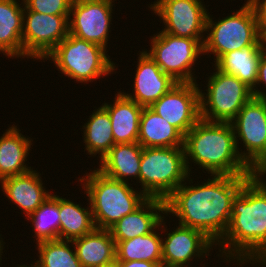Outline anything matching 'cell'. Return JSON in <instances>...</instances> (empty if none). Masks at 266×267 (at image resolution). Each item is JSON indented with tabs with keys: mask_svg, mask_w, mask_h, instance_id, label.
Here are the masks:
<instances>
[{
	"mask_svg": "<svg viewBox=\"0 0 266 267\" xmlns=\"http://www.w3.org/2000/svg\"><path fill=\"white\" fill-rule=\"evenodd\" d=\"M191 176L165 200L166 216H176L178 224L202 231L216 244L227 230L233 198L251 176L210 175L202 184Z\"/></svg>",
	"mask_w": 266,
	"mask_h": 267,
	"instance_id": "6da1fadb",
	"label": "cell"
},
{
	"mask_svg": "<svg viewBox=\"0 0 266 267\" xmlns=\"http://www.w3.org/2000/svg\"><path fill=\"white\" fill-rule=\"evenodd\" d=\"M265 180L266 175L254 174L233 198L227 230L215 244L219 252L216 256L223 258L220 262L247 261L266 249Z\"/></svg>",
	"mask_w": 266,
	"mask_h": 267,
	"instance_id": "7a4b0ae2",
	"label": "cell"
},
{
	"mask_svg": "<svg viewBox=\"0 0 266 267\" xmlns=\"http://www.w3.org/2000/svg\"><path fill=\"white\" fill-rule=\"evenodd\" d=\"M183 147L189 174H192L191 170L194 168L190 163L210 175L255 174L238 153L231 122H209L200 119L184 136Z\"/></svg>",
	"mask_w": 266,
	"mask_h": 267,
	"instance_id": "3957f363",
	"label": "cell"
},
{
	"mask_svg": "<svg viewBox=\"0 0 266 267\" xmlns=\"http://www.w3.org/2000/svg\"><path fill=\"white\" fill-rule=\"evenodd\" d=\"M89 199L96 228L109 229L148 197L131 183L105 176L96 167L77 178Z\"/></svg>",
	"mask_w": 266,
	"mask_h": 267,
	"instance_id": "277c9868",
	"label": "cell"
},
{
	"mask_svg": "<svg viewBox=\"0 0 266 267\" xmlns=\"http://www.w3.org/2000/svg\"><path fill=\"white\" fill-rule=\"evenodd\" d=\"M108 49L88 42L86 40L68 34L44 59L51 60L59 73L85 85L102 79L103 76L116 74V66L110 56ZM53 61V62H52Z\"/></svg>",
	"mask_w": 266,
	"mask_h": 267,
	"instance_id": "5b68a950",
	"label": "cell"
},
{
	"mask_svg": "<svg viewBox=\"0 0 266 267\" xmlns=\"http://www.w3.org/2000/svg\"><path fill=\"white\" fill-rule=\"evenodd\" d=\"M246 2L236 12L222 19L212 18L208 12L203 42V56L213 54L214 63L224 54L249 46H266L258 31L257 19L252 5ZM214 20V21H213ZM210 53V54H209ZM215 58V59H214Z\"/></svg>",
	"mask_w": 266,
	"mask_h": 267,
	"instance_id": "8992f818",
	"label": "cell"
},
{
	"mask_svg": "<svg viewBox=\"0 0 266 267\" xmlns=\"http://www.w3.org/2000/svg\"><path fill=\"white\" fill-rule=\"evenodd\" d=\"M189 175L184 147L143 148L139 189L148 198L165 201Z\"/></svg>",
	"mask_w": 266,
	"mask_h": 267,
	"instance_id": "52a82bcc",
	"label": "cell"
},
{
	"mask_svg": "<svg viewBox=\"0 0 266 267\" xmlns=\"http://www.w3.org/2000/svg\"><path fill=\"white\" fill-rule=\"evenodd\" d=\"M207 75L203 92L199 87L201 119L209 122H231L242 107L253 97L252 89L235 75L215 66Z\"/></svg>",
	"mask_w": 266,
	"mask_h": 267,
	"instance_id": "ba28073f",
	"label": "cell"
},
{
	"mask_svg": "<svg viewBox=\"0 0 266 267\" xmlns=\"http://www.w3.org/2000/svg\"><path fill=\"white\" fill-rule=\"evenodd\" d=\"M149 42L150 50L144 51L165 74L178 83L197 82L194 65L203 55L204 39L178 37L160 30Z\"/></svg>",
	"mask_w": 266,
	"mask_h": 267,
	"instance_id": "9c48e42d",
	"label": "cell"
},
{
	"mask_svg": "<svg viewBox=\"0 0 266 267\" xmlns=\"http://www.w3.org/2000/svg\"><path fill=\"white\" fill-rule=\"evenodd\" d=\"M231 124L240 157L255 174L266 175V98L252 97Z\"/></svg>",
	"mask_w": 266,
	"mask_h": 267,
	"instance_id": "30bf717a",
	"label": "cell"
},
{
	"mask_svg": "<svg viewBox=\"0 0 266 267\" xmlns=\"http://www.w3.org/2000/svg\"><path fill=\"white\" fill-rule=\"evenodd\" d=\"M68 34L69 15L38 13L24 5L23 58L43 61Z\"/></svg>",
	"mask_w": 266,
	"mask_h": 267,
	"instance_id": "8fae6325",
	"label": "cell"
},
{
	"mask_svg": "<svg viewBox=\"0 0 266 267\" xmlns=\"http://www.w3.org/2000/svg\"><path fill=\"white\" fill-rule=\"evenodd\" d=\"M166 218L161 220V232L165 233L162 235L163 267H196L191 263L195 261L196 264L212 255L211 250H215L216 245L202 231L180 224L168 231Z\"/></svg>",
	"mask_w": 266,
	"mask_h": 267,
	"instance_id": "7c38bea8",
	"label": "cell"
},
{
	"mask_svg": "<svg viewBox=\"0 0 266 267\" xmlns=\"http://www.w3.org/2000/svg\"><path fill=\"white\" fill-rule=\"evenodd\" d=\"M202 1L155 0L148 8L162 20L161 31L178 37L204 39L209 10Z\"/></svg>",
	"mask_w": 266,
	"mask_h": 267,
	"instance_id": "4fadbf2b",
	"label": "cell"
},
{
	"mask_svg": "<svg viewBox=\"0 0 266 267\" xmlns=\"http://www.w3.org/2000/svg\"><path fill=\"white\" fill-rule=\"evenodd\" d=\"M114 0H73L69 34L107 49L112 28ZM113 8V9H112Z\"/></svg>",
	"mask_w": 266,
	"mask_h": 267,
	"instance_id": "5bb4252c",
	"label": "cell"
},
{
	"mask_svg": "<svg viewBox=\"0 0 266 267\" xmlns=\"http://www.w3.org/2000/svg\"><path fill=\"white\" fill-rule=\"evenodd\" d=\"M199 86L177 83L150 108L185 136L201 119Z\"/></svg>",
	"mask_w": 266,
	"mask_h": 267,
	"instance_id": "9a60e30c",
	"label": "cell"
},
{
	"mask_svg": "<svg viewBox=\"0 0 266 267\" xmlns=\"http://www.w3.org/2000/svg\"><path fill=\"white\" fill-rule=\"evenodd\" d=\"M132 93L121 92L142 107H150L169 92L178 82L165 74L143 49L139 53Z\"/></svg>",
	"mask_w": 266,
	"mask_h": 267,
	"instance_id": "2e32d148",
	"label": "cell"
},
{
	"mask_svg": "<svg viewBox=\"0 0 266 267\" xmlns=\"http://www.w3.org/2000/svg\"><path fill=\"white\" fill-rule=\"evenodd\" d=\"M41 173L30 170L25 174L10 176L0 181V189L8 202L15 204L28 218L35 212L50 196L51 192L41 178Z\"/></svg>",
	"mask_w": 266,
	"mask_h": 267,
	"instance_id": "e0dca14e",
	"label": "cell"
},
{
	"mask_svg": "<svg viewBox=\"0 0 266 267\" xmlns=\"http://www.w3.org/2000/svg\"><path fill=\"white\" fill-rule=\"evenodd\" d=\"M166 215V204L158 198H147L136 210L117 221L108 230L117 244L153 232Z\"/></svg>",
	"mask_w": 266,
	"mask_h": 267,
	"instance_id": "ac0fdd59",
	"label": "cell"
},
{
	"mask_svg": "<svg viewBox=\"0 0 266 267\" xmlns=\"http://www.w3.org/2000/svg\"><path fill=\"white\" fill-rule=\"evenodd\" d=\"M102 106L108 111L115 144L138 143L140 117L144 107L127 98L121 90L115 94L113 103Z\"/></svg>",
	"mask_w": 266,
	"mask_h": 267,
	"instance_id": "d6986e66",
	"label": "cell"
},
{
	"mask_svg": "<svg viewBox=\"0 0 266 267\" xmlns=\"http://www.w3.org/2000/svg\"><path fill=\"white\" fill-rule=\"evenodd\" d=\"M20 131L17 125L13 124L0 135V181L33 169L26 163L30 148L33 147V138L26 137Z\"/></svg>",
	"mask_w": 266,
	"mask_h": 267,
	"instance_id": "ffe728a7",
	"label": "cell"
},
{
	"mask_svg": "<svg viewBox=\"0 0 266 267\" xmlns=\"http://www.w3.org/2000/svg\"><path fill=\"white\" fill-rule=\"evenodd\" d=\"M143 147L138 143L115 144L99 161L98 168L105 176L128 182L140 183V163Z\"/></svg>",
	"mask_w": 266,
	"mask_h": 267,
	"instance_id": "44dd1931",
	"label": "cell"
},
{
	"mask_svg": "<svg viewBox=\"0 0 266 267\" xmlns=\"http://www.w3.org/2000/svg\"><path fill=\"white\" fill-rule=\"evenodd\" d=\"M21 1L0 0V54L23 60L24 1Z\"/></svg>",
	"mask_w": 266,
	"mask_h": 267,
	"instance_id": "7402d4cb",
	"label": "cell"
},
{
	"mask_svg": "<svg viewBox=\"0 0 266 267\" xmlns=\"http://www.w3.org/2000/svg\"><path fill=\"white\" fill-rule=\"evenodd\" d=\"M72 242L83 267H103L116 261V243L108 229L95 228Z\"/></svg>",
	"mask_w": 266,
	"mask_h": 267,
	"instance_id": "603a6c76",
	"label": "cell"
},
{
	"mask_svg": "<svg viewBox=\"0 0 266 267\" xmlns=\"http://www.w3.org/2000/svg\"><path fill=\"white\" fill-rule=\"evenodd\" d=\"M138 144L143 148L183 147L184 135L150 107H144L140 117Z\"/></svg>",
	"mask_w": 266,
	"mask_h": 267,
	"instance_id": "cb8c5ba5",
	"label": "cell"
},
{
	"mask_svg": "<svg viewBox=\"0 0 266 267\" xmlns=\"http://www.w3.org/2000/svg\"><path fill=\"white\" fill-rule=\"evenodd\" d=\"M266 46H249L222 55L215 63L218 70L238 77L253 89L257 82L258 65Z\"/></svg>",
	"mask_w": 266,
	"mask_h": 267,
	"instance_id": "d4e9b609",
	"label": "cell"
},
{
	"mask_svg": "<svg viewBox=\"0 0 266 267\" xmlns=\"http://www.w3.org/2000/svg\"><path fill=\"white\" fill-rule=\"evenodd\" d=\"M82 126L83 145L88 155L101 160L103 156L115 145L112 124L108 111L101 105L88 118Z\"/></svg>",
	"mask_w": 266,
	"mask_h": 267,
	"instance_id": "484cf974",
	"label": "cell"
},
{
	"mask_svg": "<svg viewBox=\"0 0 266 267\" xmlns=\"http://www.w3.org/2000/svg\"><path fill=\"white\" fill-rule=\"evenodd\" d=\"M87 201L88 205L84 208L81 203L59 196V239L73 240L96 228L89 199Z\"/></svg>",
	"mask_w": 266,
	"mask_h": 267,
	"instance_id": "4316f807",
	"label": "cell"
},
{
	"mask_svg": "<svg viewBox=\"0 0 266 267\" xmlns=\"http://www.w3.org/2000/svg\"><path fill=\"white\" fill-rule=\"evenodd\" d=\"M158 231H161V222L153 232L147 235L119 241L116 244V261L144 260L162 263V233L159 234Z\"/></svg>",
	"mask_w": 266,
	"mask_h": 267,
	"instance_id": "83f0119b",
	"label": "cell"
},
{
	"mask_svg": "<svg viewBox=\"0 0 266 267\" xmlns=\"http://www.w3.org/2000/svg\"><path fill=\"white\" fill-rule=\"evenodd\" d=\"M35 236V243L59 239V195L51 196L28 218Z\"/></svg>",
	"mask_w": 266,
	"mask_h": 267,
	"instance_id": "f1b7e54d",
	"label": "cell"
},
{
	"mask_svg": "<svg viewBox=\"0 0 266 267\" xmlns=\"http://www.w3.org/2000/svg\"><path fill=\"white\" fill-rule=\"evenodd\" d=\"M35 248L38 251V259L33 263L37 267H83L72 240L43 241L37 243Z\"/></svg>",
	"mask_w": 266,
	"mask_h": 267,
	"instance_id": "f546056e",
	"label": "cell"
},
{
	"mask_svg": "<svg viewBox=\"0 0 266 267\" xmlns=\"http://www.w3.org/2000/svg\"><path fill=\"white\" fill-rule=\"evenodd\" d=\"M30 10L51 15H70L73 0H23Z\"/></svg>",
	"mask_w": 266,
	"mask_h": 267,
	"instance_id": "4dcf8cb0",
	"label": "cell"
},
{
	"mask_svg": "<svg viewBox=\"0 0 266 267\" xmlns=\"http://www.w3.org/2000/svg\"><path fill=\"white\" fill-rule=\"evenodd\" d=\"M263 88L266 89V49L262 52L259 61L257 82L255 87L252 89L253 97L266 98V91Z\"/></svg>",
	"mask_w": 266,
	"mask_h": 267,
	"instance_id": "1f68e13d",
	"label": "cell"
},
{
	"mask_svg": "<svg viewBox=\"0 0 266 267\" xmlns=\"http://www.w3.org/2000/svg\"><path fill=\"white\" fill-rule=\"evenodd\" d=\"M253 7L260 36L266 40V0H247Z\"/></svg>",
	"mask_w": 266,
	"mask_h": 267,
	"instance_id": "d6a6232c",
	"label": "cell"
},
{
	"mask_svg": "<svg viewBox=\"0 0 266 267\" xmlns=\"http://www.w3.org/2000/svg\"><path fill=\"white\" fill-rule=\"evenodd\" d=\"M235 262L236 263L233 264L235 265V267L236 265H238V267L239 266L243 267V266H246L247 263L252 264L251 266L254 265V267H257V266L266 267V249L253 254L247 261H235Z\"/></svg>",
	"mask_w": 266,
	"mask_h": 267,
	"instance_id": "836d02e7",
	"label": "cell"
},
{
	"mask_svg": "<svg viewBox=\"0 0 266 267\" xmlns=\"http://www.w3.org/2000/svg\"><path fill=\"white\" fill-rule=\"evenodd\" d=\"M118 267H163V263L149 261H117Z\"/></svg>",
	"mask_w": 266,
	"mask_h": 267,
	"instance_id": "e575fe53",
	"label": "cell"
},
{
	"mask_svg": "<svg viewBox=\"0 0 266 267\" xmlns=\"http://www.w3.org/2000/svg\"><path fill=\"white\" fill-rule=\"evenodd\" d=\"M1 236L2 234H0V255L3 253V249L5 248V242L3 241L4 239Z\"/></svg>",
	"mask_w": 266,
	"mask_h": 267,
	"instance_id": "d590c367",
	"label": "cell"
},
{
	"mask_svg": "<svg viewBox=\"0 0 266 267\" xmlns=\"http://www.w3.org/2000/svg\"><path fill=\"white\" fill-rule=\"evenodd\" d=\"M103 267H118V263H117V261H115V262H113V263H111L109 265H105Z\"/></svg>",
	"mask_w": 266,
	"mask_h": 267,
	"instance_id": "8d00e7d4",
	"label": "cell"
},
{
	"mask_svg": "<svg viewBox=\"0 0 266 267\" xmlns=\"http://www.w3.org/2000/svg\"><path fill=\"white\" fill-rule=\"evenodd\" d=\"M30 265H31V266H30ZM30 265H28V266L25 265V264L23 265V263H22V265H18V266L15 265V267H37L34 263H33V264L31 263Z\"/></svg>",
	"mask_w": 266,
	"mask_h": 267,
	"instance_id": "74e56055",
	"label": "cell"
},
{
	"mask_svg": "<svg viewBox=\"0 0 266 267\" xmlns=\"http://www.w3.org/2000/svg\"><path fill=\"white\" fill-rule=\"evenodd\" d=\"M2 255H3V253L0 255V264L2 265ZM1 265H0V267H1Z\"/></svg>",
	"mask_w": 266,
	"mask_h": 267,
	"instance_id": "f35d334b",
	"label": "cell"
}]
</instances>
